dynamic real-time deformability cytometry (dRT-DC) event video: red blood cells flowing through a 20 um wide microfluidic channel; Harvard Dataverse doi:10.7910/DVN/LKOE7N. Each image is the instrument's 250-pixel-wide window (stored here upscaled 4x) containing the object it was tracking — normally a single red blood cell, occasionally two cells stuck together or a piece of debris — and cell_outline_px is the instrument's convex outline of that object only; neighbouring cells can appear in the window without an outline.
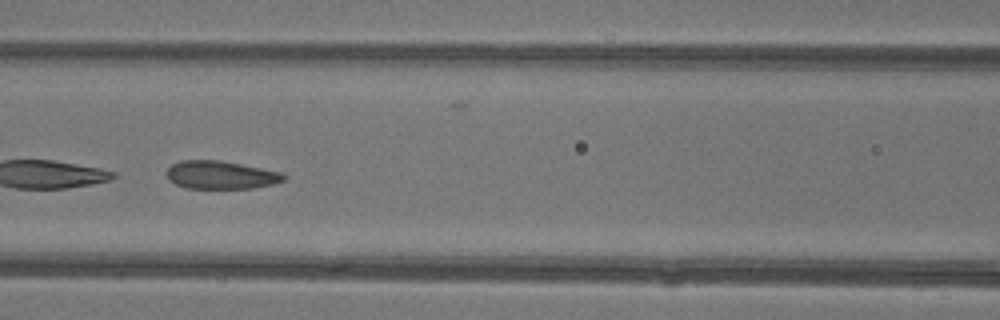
{"species": "common noctule bat (a hibernating species)", "species_latin": "Nyctalus noctula", "temperature_condition": "warm", "stored_images_in_passage": 32, "camera_frame_rate_fps": 3000, "um_per_image_px": 0.085, "animal": {"sex": "female"}, "frame": {"image": 1, "passage_image": 22, "time_ms": 7.0, "image_size_px": [1000, 320], "cell_outline_px": [[288, 176], [284, 180], [272, 184], [252, 188], [184, 188], [168, 180], [168, 168], [172, 164], [180, 160], [220, 160], [284, 172]], "centroid_in_image_um": [18.8, 14.86], "position_along_channel_um": 147.8, "area_um2": 19.25}}
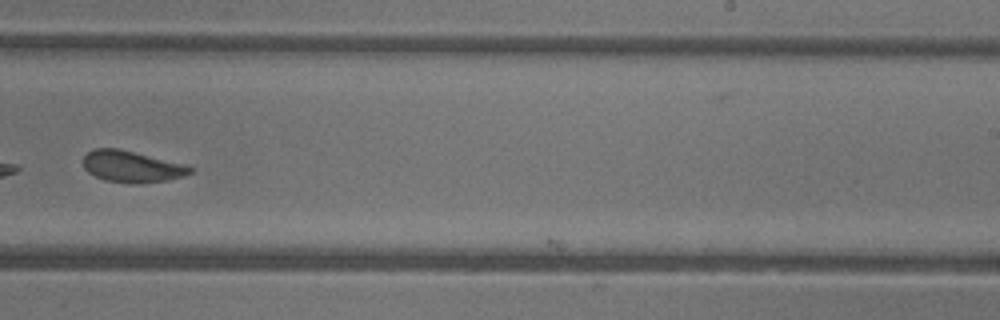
{"frame": {"image": 2, "passage_image": 31, "time_ms": 10.0, "image_size_px": [1000, 320], "cell_outline_px": [[196, 168], [192, 172], [184, 176], [168, 180], [140, 184], [136, 184], [104, 180], [88, 172], [84, 168], [84, 156], [88, 152], [96, 148], [116, 148], [184, 164]], "centroid_in_image_um": [11.23, 14.17], "position_along_channel_um": 277.8, "area_um2": 19.48}}